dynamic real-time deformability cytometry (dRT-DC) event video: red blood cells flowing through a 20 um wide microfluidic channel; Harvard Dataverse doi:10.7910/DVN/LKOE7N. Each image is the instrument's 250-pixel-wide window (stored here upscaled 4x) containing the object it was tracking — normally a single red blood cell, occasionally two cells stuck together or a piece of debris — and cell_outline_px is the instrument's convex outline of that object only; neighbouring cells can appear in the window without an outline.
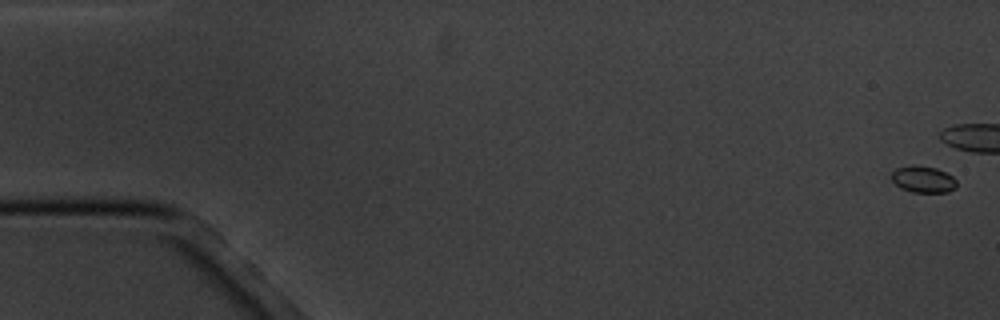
{"species": "common noctule bat (a hibernating species)", "species_latin": "Nyctalus noctula", "temperature_condition": "cold", "stored_images_in_passage": 6, "camera_frame_rate_fps": 3000, "um_per_image_px": 0.085, "animal": {"sex": "male", "body_mass_g": 20.1, "forearm_length_mm": 53.5}, "frame": {"image": 1, "passage_image": 1, "time_ms": 0.0, "image_size_px": [1000, 320], "cell_outline_px": [[956, 188], [948, 192], [912, 192], [900, 188], [892, 180], [892, 172], [896, 168], [912, 164], [936, 168], [952, 176], [956, 180]], "centroid_in_image_um": [78.46, 15.24], "position_along_channel_um": 6.5, "area_um2": 10.12}}